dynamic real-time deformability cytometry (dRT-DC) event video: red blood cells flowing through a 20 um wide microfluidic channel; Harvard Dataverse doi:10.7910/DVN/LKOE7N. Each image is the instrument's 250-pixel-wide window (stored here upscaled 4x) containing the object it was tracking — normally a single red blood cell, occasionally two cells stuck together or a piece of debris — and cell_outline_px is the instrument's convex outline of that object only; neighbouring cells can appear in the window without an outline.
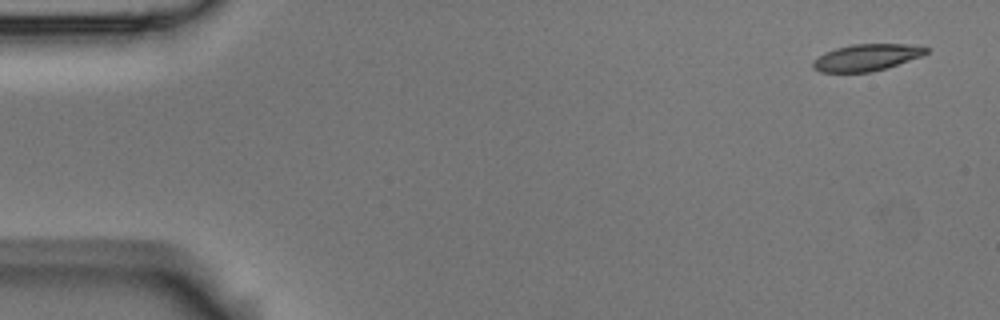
{"species": "Egyptian fruit bat (a non-hibernating species)", "species_latin": "Rousettus aegyptiacus", "temperature_condition": "room temperature", "stored_images_in_passage": 5, "camera_frame_rate_fps": 3000, "um_per_image_px": 0.085, "animal": {"sex": "male"}, "frame": {"image": 1, "passage_image": 1, "time_ms": 0.0, "image_size_px": [1000, 320], "cell_outline_px": [[928, 52], [920, 56], [888, 68], [872, 72], [820, 72], [812, 68], [812, 60], [824, 52], [836, 48], [852, 44], [908, 44], [928, 48]], "centroid_in_image_um": [73.61, 4.89], "position_along_channel_um": 11.4, "area_um2": 17.69}}